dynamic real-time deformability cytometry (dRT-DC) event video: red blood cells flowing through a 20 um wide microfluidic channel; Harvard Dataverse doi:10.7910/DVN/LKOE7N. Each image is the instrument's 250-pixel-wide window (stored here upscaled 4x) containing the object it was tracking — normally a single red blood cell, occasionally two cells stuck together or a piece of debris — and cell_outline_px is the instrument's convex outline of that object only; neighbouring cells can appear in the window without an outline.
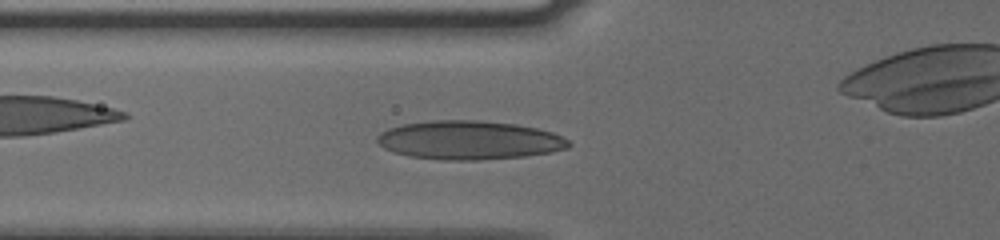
{"species": "human", "species_latin": "Homo sapiens", "temperature_condition": "cold", "stored_images_in_passage": 44, "camera_frame_rate_fps": 3000, "um_per_image_px": 0.085, "donor": {"sex": "male"}, "frame": {"image": 1, "passage_image": 18, "time_ms": 5.667, "image_size_px": [1000, 240], "cell_outline_px": [[572, 144], [568, 148], [552, 152], [524, 156], [480, 160], [444, 160], [408, 156], [392, 152], [384, 148], [376, 140], [376, 136], [380, 132], [388, 128], [404, 124], [432, 120], [480, 120], [516, 124], [536, 128], [552, 132], [568, 140]], "centroid_in_image_um": [39.86, 11.91], "position_along_channel_um": 85.9, "area_um2": 43.41}}
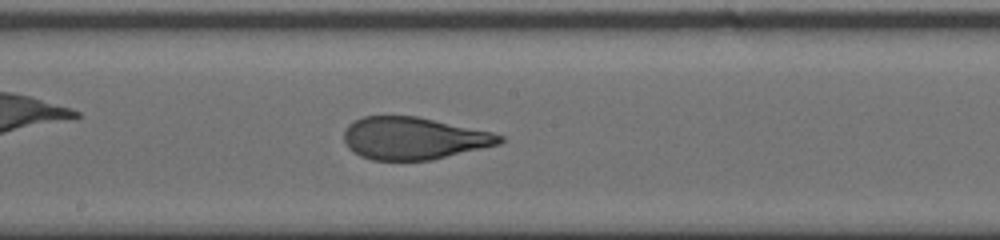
{"frame": {"image": 2, "passage_image": 28, "time_ms": 9.0, "image_size_px": [1000, 240], "cell_outline_px": [[504, 140], [500, 144], [432, 160], [372, 160], [360, 156], [348, 148], [344, 140], [344, 132], [348, 124], [364, 116], [416, 116], [492, 132], [504, 136]], "centroid_in_image_um": [35.16, 11.76], "position_along_channel_um": 213.0, "area_um2": 38.32}}
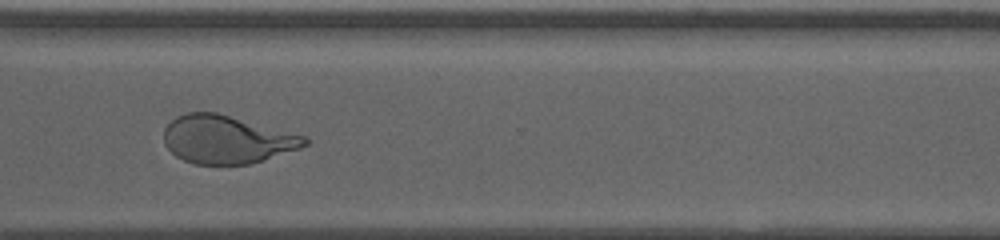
{"frame": {"image": 3, "passage_image": 39, "time_ms": 12.667, "image_size_px": [1000, 240], "cell_outline_px": [[308, 144], [300, 148], [264, 160], [248, 164], [196, 164], [184, 160], [176, 156], [164, 144], [164, 128], [176, 116], [188, 112], [216, 112], [308, 136]], "centroid_in_image_um": [19.29, 11.85], "position_along_channel_um": 351.3, "area_um2": 39.48}, "authors_computed_cell_mechanics": {"area_um2": 39.015, "velocity_mm_per_s": 3.7843, "shape_relaxation_time_tau1_ms": 5.1021, "shape_relaxation_time_tau2_ms": 0.9087, "deformation_change_tau1": 0.1904, "deformation_change_tau2": 0.0807}}